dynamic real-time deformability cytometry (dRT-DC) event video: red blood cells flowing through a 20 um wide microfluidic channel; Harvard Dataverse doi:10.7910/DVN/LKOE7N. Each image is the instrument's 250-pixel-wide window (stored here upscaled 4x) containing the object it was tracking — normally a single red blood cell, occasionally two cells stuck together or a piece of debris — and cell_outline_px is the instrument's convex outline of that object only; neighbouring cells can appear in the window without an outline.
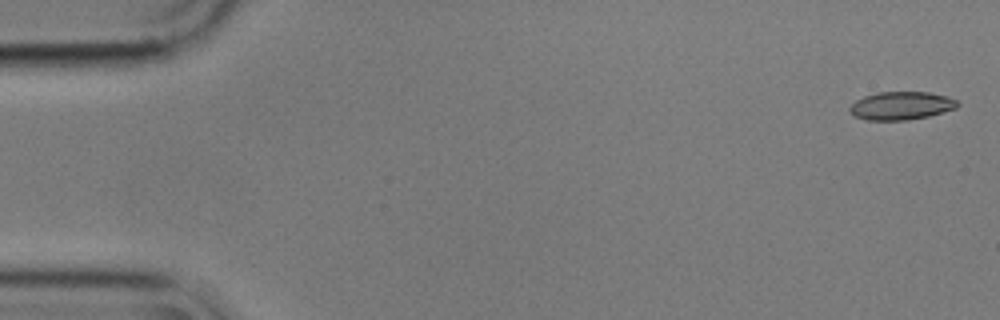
{"species": "common noctule bat (a hibernating species)", "species_latin": "Nyctalus noctula", "temperature_condition": "cold", "stored_images_in_passage": 6, "camera_frame_rate_fps": 3000, "um_per_image_px": 0.085, "animal": {"sex": "male", "body_mass_g": 17.9}, "frame": {"image": 1, "passage_image": 1, "time_ms": 0.0, "image_size_px": [1000, 320], "cell_outline_px": [[960, 104], [956, 108], [928, 116], [908, 120], [864, 120], [856, 116], [848, 108], [856, 100], [864, 96], [876, 92], [928, 92], [948, 96], [956, 100]], "centroid_in_image_um": [76.61, 8.98], "position_along_channel_um": 8.4, "area_um2": 17.63}}
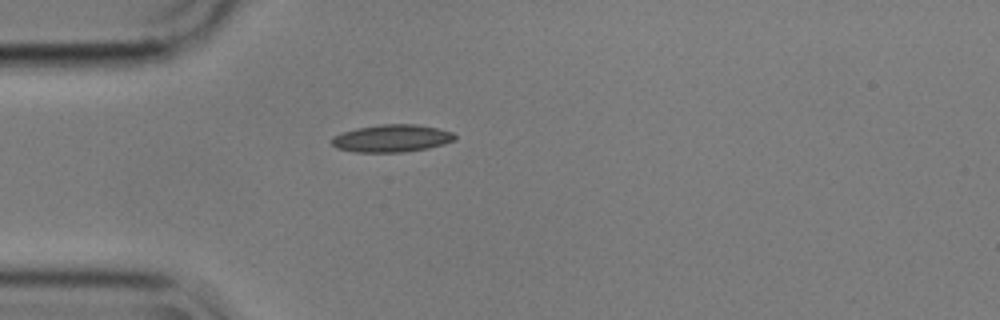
{"frame": {"image": 2, "passage_image": 5, "time_ms": 1.333, "image_size_px": [1000, 320], "cell_outline_px": [[456, 140], [444, 144], [428, 148], [404, 152], [352, 152], [336, 148], [332, 144], [332, 136], [356, 128], [380, 124], [416, 124], [436, 128], [452, 132], [456, 136]], "centroid_in_image_um": [33.29, 11.76], "position_along_channel_um": 51.7, "area_um2": 19.77}}